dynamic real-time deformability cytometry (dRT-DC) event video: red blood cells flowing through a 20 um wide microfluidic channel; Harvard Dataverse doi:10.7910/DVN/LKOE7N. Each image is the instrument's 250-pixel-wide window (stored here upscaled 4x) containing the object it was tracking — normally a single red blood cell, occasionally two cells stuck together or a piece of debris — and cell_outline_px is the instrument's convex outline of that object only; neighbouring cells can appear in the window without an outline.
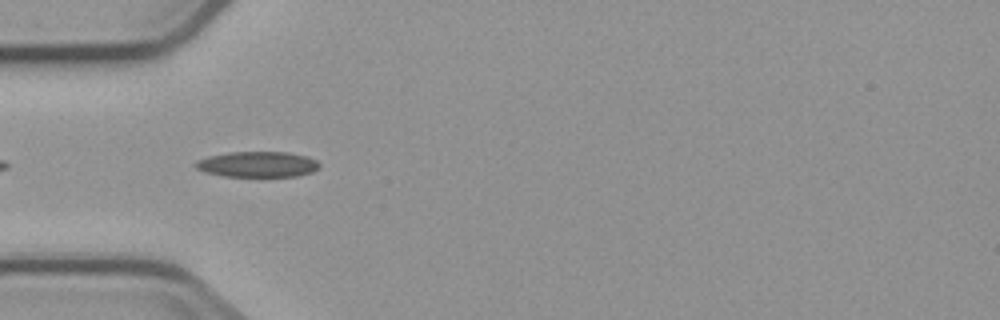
{"species": "common noctule bat (a hibernating species)", "species_latin": "Nyctalus noctula", "temperature_condition": "cold", "stored_images_in_passage": 10, "camera_frame_rate_fps": 3000, "um_per_image_px": 0.085, "animal": {"sex": "male", "body_mass_g": 23.1, "forearm_length_mm": 52.7}, "frame": {"image": 1, "passage_image": 4, "time_ms": 4.333, "image_size_px": [1000, 320], "cell_outline_px": [[320, 168], [312, 172], [296, 176], [224, 176], [204, 172], [196, 168], [192, 164], [196, 160], [208, 156], [228, 152], [288, 152], [304, 156], [316, 160], [320, 164]], "centroid_in_image_um": [21.85, 13.96], "position_along_channel_um": 63.1, "area_um2": 18.55}}
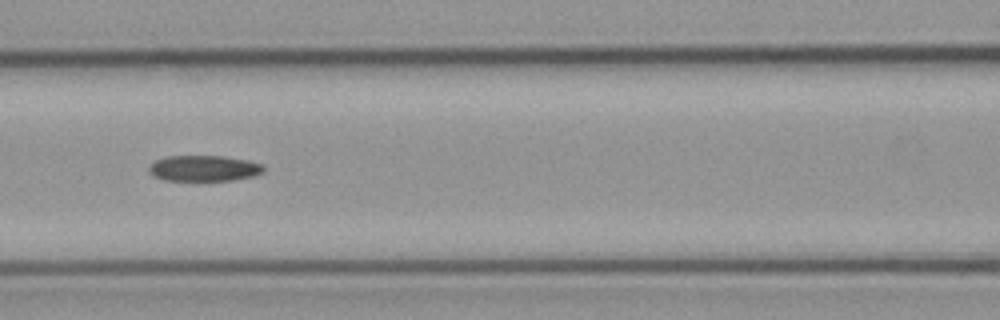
{"frame": {"image": 2, "passage_image": 6, "time_ms": 6.667, "image_size_px": [1000, 320], "cell_outline_px": [[264, 172], [252, 176], [232, 180], [164, 180], [152, 176], [148, 172], [148, 168], [156, 160], [168, 156], [224, 156], [248, 160], [264, 164]], "centroid_in_image_um": [17.34, 14.3], "position_along_channel_um": 149.3, "area_um2": 17.28}}
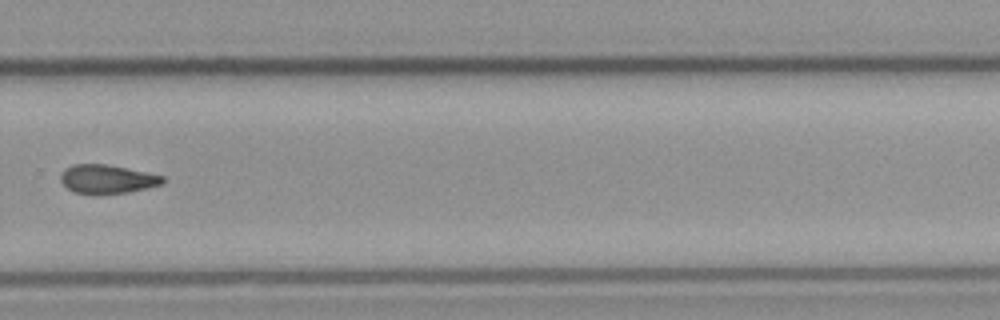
{"frame": {"image": 3, "passage_image": 10, "time_ms": 11.333, "image_size_px": [1000, 320], "cell_outline_px": [[164, 180], [160, 184], [148, 188], [128, 192], [100, 196], [92, 196], [72, 192], [60, 180], [60, 172], [64, 168], [72, 164], [108, 164], [164, 176]], "centroid_in_image_um": [9.04, 15.25], "position_along_channel_um": 320.8, "area_um2": 17.63}}